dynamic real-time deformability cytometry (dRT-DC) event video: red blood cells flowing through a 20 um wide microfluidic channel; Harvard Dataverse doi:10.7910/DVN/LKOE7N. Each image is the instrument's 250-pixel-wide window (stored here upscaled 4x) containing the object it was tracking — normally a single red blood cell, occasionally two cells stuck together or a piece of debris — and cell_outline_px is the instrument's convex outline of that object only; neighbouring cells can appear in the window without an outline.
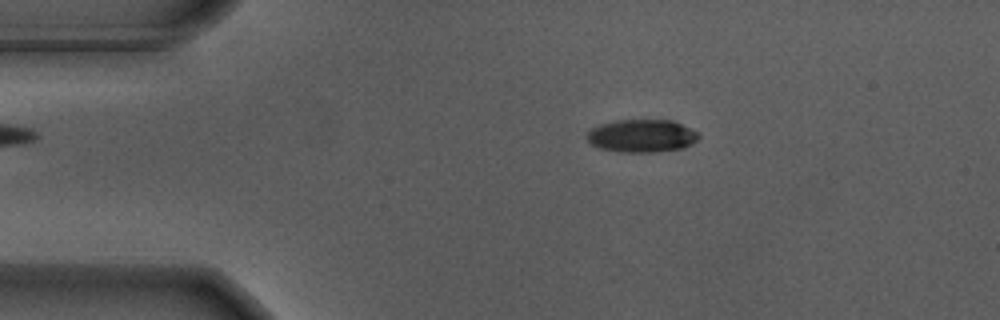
{"species": "Egyptian fruit bat (a non-hibernating species)", "species_latin": "Rousettus aegyptiacus", "temperature_condition": "warm", "stored_images_in_passage": 48, "camera_frame_rate_fps": 3000, "um_per_image_px": 0.085, "animal": {"sex": "male"}, "frame": {"image": 1, "passage_image": 3, "time_ms": 0.667, "image_size_px": [1000, 320], "cell_outline_px": [[700, 136], [692, 144], [684, 148], [652, 152], [620, 152], [600, 148], [592, 144], [584, 136], [592, 128], [600, 124], [616, 120], [672, 120], [692, 128]], "centroid_in_image_um": [54.55, 11.54], "position_along_channel_um": 30.4, "area_um2": 21.44}}
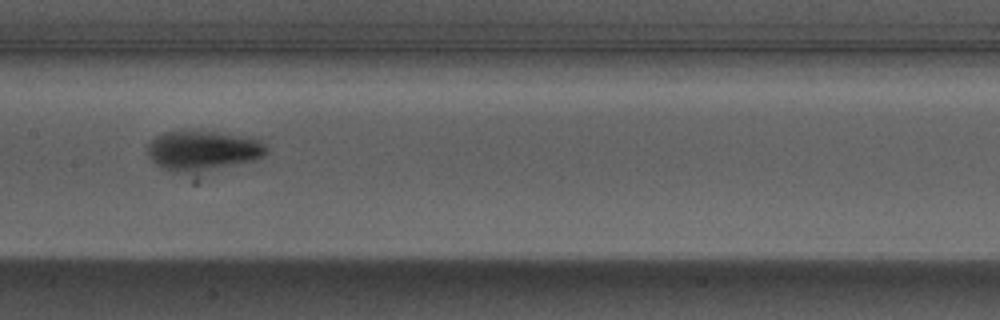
{"frame": {"image": 2, "passage_image": 20, "time_ms": 6.333, "image_size_px": [1000, 320], "cell_outline_px": [[268, 152], [264, 156], [252, 160], [200, 172], [172, 172], [156, 164], [148, 156], [148, 144], [156, 136], [164, 132], [216, 132], [260, 140], [268, 148]], "centroid_in_image_um": [17.22, 12.81], "position_along_channel_um": 190.2, "area_um2": 26.99}}
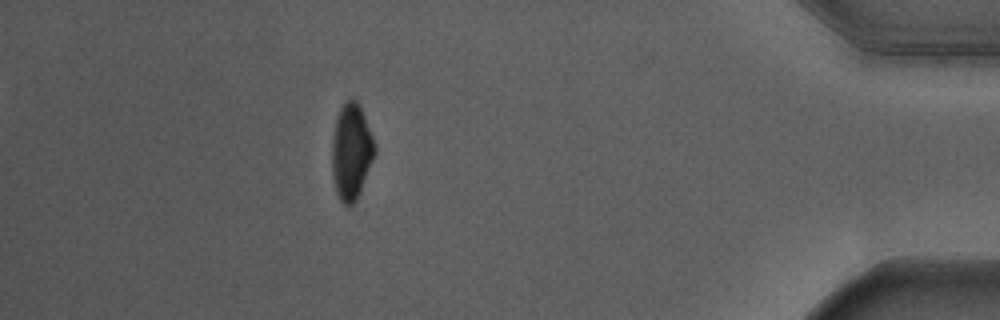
{"frame": {"image": 3, "passage_image": 42, "time_ms": 13.667, "image_size_px": [1000, 320], "cell_outline_px": [[376, 152], [360, 192], [356, 200], [352, 204], [344, 204], [340, 200], [336, 192], [332, 176], [332, 140], [336, 120], [340, 108], [344, 100], [356, 100], [360, 104], [376, 144]], "centroid_in_image_um": [29.87, 12.86], "position_along_channel_um": 405.3, "area_um2": 23.99}, "authors_computed_cell_mechanics": {"area_um2": 24.2182, "velocity_mm_per_s": 3.6802, "shape_relaxation_time_tau1_ms": 1.8781, "shape_relaxation_time_tau2_ms": null, "deformation_change_tau1": 0.1594, "deformation_change_tau2": null}}